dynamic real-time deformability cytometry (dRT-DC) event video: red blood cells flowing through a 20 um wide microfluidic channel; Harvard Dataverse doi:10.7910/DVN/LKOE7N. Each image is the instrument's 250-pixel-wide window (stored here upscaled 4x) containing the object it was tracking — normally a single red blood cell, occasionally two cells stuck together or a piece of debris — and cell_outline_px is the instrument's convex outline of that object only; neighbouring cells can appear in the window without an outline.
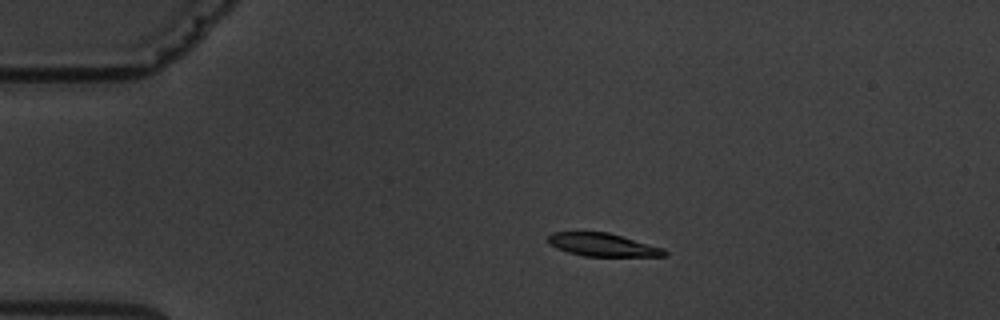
{"species": "common noctule bat (a hibernating species)", "species_latin": "Nyctalus noctula", "temperature_condition": "warm", "stored_images_in_passage": 4, "camera_frame_rate_fps": 3000, "um_per_image_px": 0.085, "animal": {"sex": "male", "body_mass_g": 19.5, "forearm_length_mm": 54.6}, "frame": {"image": 1, "passage_image": 3, "time_ms": 3.0, "image_size_px": [1000, 320], "cell_outline_px": [[668, 256], [584, 256], [568, 252], [556, 248], [548, 244], [548, 236], [552, 232], [608, 232], [664, 248], [668, 252]], "centroid_in_image_um": [51.23, 20.81], "position_along_channel_um": 33.8, "area_um2": 15.66}}